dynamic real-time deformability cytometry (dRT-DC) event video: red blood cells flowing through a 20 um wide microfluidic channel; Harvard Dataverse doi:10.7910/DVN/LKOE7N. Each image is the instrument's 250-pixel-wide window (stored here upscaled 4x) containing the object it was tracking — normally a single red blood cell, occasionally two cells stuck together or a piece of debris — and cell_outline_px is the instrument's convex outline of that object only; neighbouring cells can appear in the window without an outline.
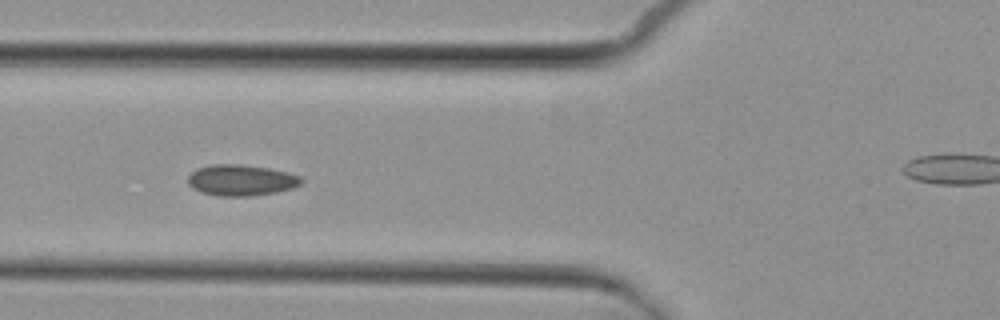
{"species": "common noctule bat (a hibernating species)", "species_latin": "Nyctalus noctula", "temperature_condition": "cold", "stored_images_in_passage": 7, "camera_frame_rate_fps": 3000, "um_per_image_px": 0.085, "animal": {"sex": "female", "body_mass_g": 29.2, "forearm_length_mm": 56.3}, "frame": {"image": 1, "passage_image": 5, "time_ms": 5.667, "image_size_px": [1000, 320], "cell_outline_px": [[304, 180], [300, 184], [292, 188], [276, 192], [252, 196], [216, 196], [200, 192], [192, 188], [188, 184], [188, 176], [196, 168], [212, 164], [240, 164], [268, 168], [288, 172], [300, 176]], "centroid_in_image_um": [20.47, 15.32], "position_along_channel_um": 105.3, "area_um2": 20.69}}
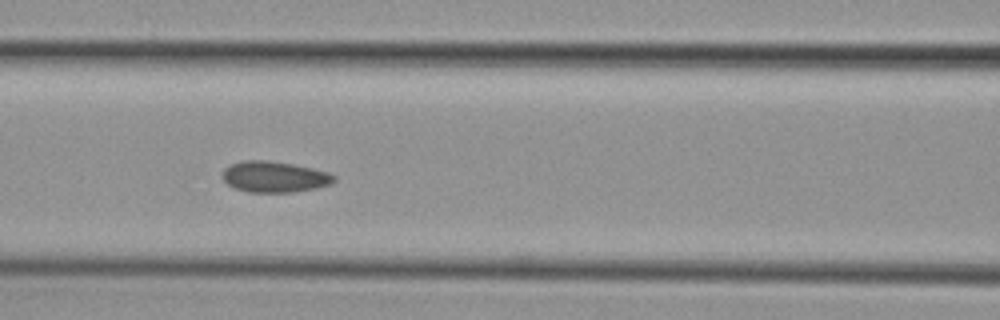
{"frame": {"image": 2, "passage_image": 6, "time_ms": 6.667, "image_size_px": [1000, 320], "cell_outline_px": [[336, 180], [332, 184], [316, 188], [292, 192], [248, 192], [236, 188], [228, 184], [220, 176], [224, 168], [232, 164], [244, 160], [268, 160], [292, 164], [312, 168], [328, 172], [336, 176]], "centroid_in_image_um": [23.33, 15.03], "position_along_channel_um": 143.3, "area_um2": 20.23}}
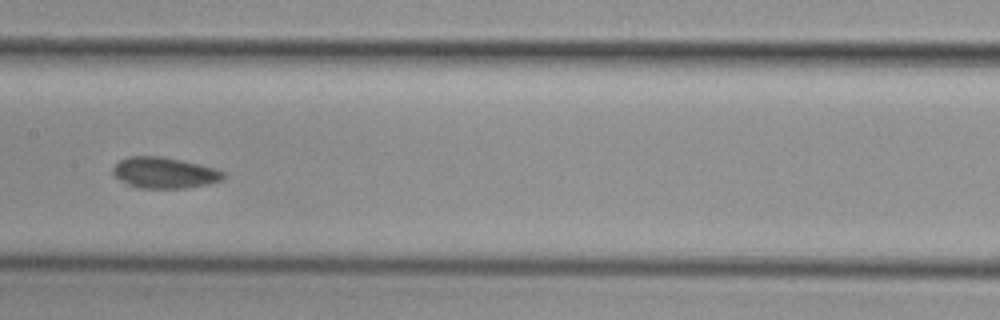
{"frame": {"image": 3, "passage_image": 7, "time_ms": 8.0, "image_size_px": [1000, 320], "cell_outline_px": [[224, 176], [220, 180], [208, 184], [184, 188], [132, 188], [112, 176], [112, 168], [120, 160], [128, 156], [164, 156], [200, 164], [216, 168], [224, 172]], "centroid_in_image_um": [13.91, 14.68], "position_along_channel_um": 193.5, "area_um2": 20.29}}